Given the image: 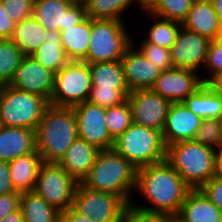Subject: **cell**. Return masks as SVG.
<instances>
[{"instance_id": "1", "label": "cell", "mask_w": 222, "mask_h": 222, "mask_svg": "<svg viewBox=\"0 0 222 222\" xmlns=\"http://www.w3.org/2000/svg\"><path fill=\"white\" fill-rule=\"evenodd\" d=\"M190 190L177 171L165 160L138 168L136 172L135 191L151 206L135 203L134 200L130 204L144 210L177 216Z\"/></svg>"}, {"instance_id": "2", "label": "cell", "mask_w": 222, "mask_h": 222, "mask_svg": "<svg viewBox=\"0 0 222 222\" xmlns=\"http://www.w3.org/2000/svg\"><path fill=\"white\" fill-rule=\"evenodd\" d=\"M77 135L72 107L48 105L35 129V146L44 163H58Z\"/></svg>"}, {"instance_id": "3", "label": "cell", "mask_w": 222, "mask_h": 222, "mask_svg": "<svg viewBox=\"0 0 222 222\" xmlns=\"http://www.w3.org/2000/svg\"><path fill=\"white\" fill-rule=\"evenodd\" d=\"M136 172L137 168L113 148L100 150L81 183L92 190L120 196L129 204L136 187Z\"/></svg>"}, {"instance_id": "4", "label": "cell", "mask_w": 222, "mask_h": 222, "mask_svg": "<svg viewBox=\"0 0 222 222\" xmlns=\"http://www.w3.org/2000/svg\"><path fill=\"white\" fill-rule=\"evenodd\" d=\"M215 149L194 140L177 142L166 150V161L191 189H200L215 176Z\"/></svg>"}, {"instance_id": "5", "label": "cell", "mask_w": 222, "mask_h": 222, "mask_svg": "<svg viewBox=\"0 0 222 222\" xmlns=\"http://www.w3.org/2000/svg\"><path fill=\"white\" fill-rule=\"evenodd\" d=\"M137 169L166 160V146L162 132L132 123L112 147Z\"/></svg>"}, {"instance_id": "6", "label": "cell", "mask_w": 222, "mask_h": 222, "mask_svg": "<svg viewBox=\"0 0 222 222\" xmlns=\"http://www.w3.org/2000/svg\"><path fill=\"white\" fill-rule=\"evenodd\" d=\"M48 105L49 102L40 95L10 85L0 86V118L3 126L35 130Z\"/></svg>"}, {"instance_id": "7", "label": "cell", "mask_w": 222, "mask_h": 222, "mask_svg": "<svg viewBox=\"0 0 222 222\" xmlns=\"http://www.w3.org/2000/svg\"><path fill=\"white\" fill-rule=\"evenodd\" d=\"M123 20L92 19L87 63L121 60L132 44V34Z\"/></svg>"}, {"instance_id": "8", "label": "cell", "mask_w": 222, "mask_h": 222, "mask_svg": "<svg viewBox=\"0 0 222 222\" xmlns=\"http://www.w3.org/2000/svg\"><path fill=\"white\" fill-rule=\"evenodd\" d=\"M92 87L89 63L70 60L55 73L54 90L49 104L73 107L88 100Z\"/></svg>"}, {"instance_id": "9", "label": "cell", "mask_w": 222, "mask_h": 222, "mask_svg": "<svg viewBox=\"0 0 222 222\" xmlns=\"http://www.w3.org/2000/svg\"><path fill=\"white\" fill-rule=\"evenodd\" d=\"M128 204L113 193L92 190L78 183L72 208L93 222H123Z\"/></svg>"}, {"instance_id": "10", "label": "cell", "mask_w": 222, "mask_h": 222, "mask_svg": "<svg viewBox=\"0 0 222 222\" xmlns=\"http://www.w3.org/2000/svg\"><path fill=\"white\" fill-rule=\"evenodd\" d=\"M78 182L58 163H42L34 192L60 212L72 207Z\"/></svg>"}, {"instance_id": "11", "label": "cell", "mask_w": 222, "mask_h": 222, "mask_svg": "<svg viewBox=\"0 0 222 222\" xmlns=\"http://www.w3.org/2000/svg\"><path fill=\"white\" fill-rule=\"evenodd\" d=\"M133 123L161 131L172 102L152 89L131 91L127 96Z\"/></svg>"}, {"instance_id": "12", "label": "cell", "mask_w": 222, "mask_h": 222, "mask_svg": "<svg viewBox=\"0 0 222 222\" xmlns=\"http://www.w3.org/2000/svg\"><path fill=\"white\" fill-rule=\"evenodd\" d=\"M32 16L48 31L61 32L87 18L85 6L66 0H34Z\"/></svg>"}, {"instance_id": "13", "label": "cell", "mask_w": 222, "mask_h": 222, "mask_svg": "<svg viewBox=\"0 0 222 222\" xmlns=\"http://www.w3.org/2000/svg\"><path fill=\"white\" fill-rule=\"evenodd\" d=\"M76 116L77 135L99 150L111 149L114 140L106 125V108L85 101L72 107Z\"/></svg>"}, {"instance_id": "14", "label": "cell", "mask_w": 222, "mask_h": 222, "mask_svg": "<svg viewBox=\"0 0 222 222\" xmlns=\"http://www.w3.org/2000/svg\"><path fill=\"white\" fill-rule=\"evenodd\" d=\"M210 42L208 38L181 27L169 49L173 67L202 72V76Z\"/></svg>"}, {"instance_id": "15", "label": "cell", "mask_w": 222, "mask_h": 222, "mask_svg": "<svg viewBox=\"0 0 222 222\" xmlns=\"http://www.w3.org/2000/svg\"><path fill=\"white\" fill-rule=\"evenodd\" d=\"M55 73L44 68L33 56H24L10 86L44 97L48 102L54 90Z\"/></svg>"}, {"instance_id": "16", "label": "cell", "mask_w": 222, "mask_h": 222, "mask_svg": "<svg viewBox=\"0 0 222 222\" xmlns=\"http://www.w3.org/2000/svg\"><path fill=\"white\" fill-rule=\"evenodd\" d=\"M201 78L196 71L173 67L161 71L151 89L171 102H183L204 84Z\"/></svg>"}, {"instance_id": "17", "label": "cell", "mask_w": 222, "mask_h": 222, "mask_svg": "<svg viewBox=\"0 0 222 222\" xmlns=\"http://www.w3.org/2000/svg\"><path fill=\"white\" fill-rule=\"evenodd\" d=\"M132 44L127 48L124 56L120 60L123 66L126 84L129 91L140 89H151L160 76L161 70L137 49V45Z\"/></svg>"}, {"instance_id": "18", "label": "cell", "mask_w": 222, "mask_h": 222, "mask_svg": "<svg viewBox=\"0 0 222 222\" xmlns=\"http://www.w3.org/2000/svg\"><path fill=\"white\" fill-rule=\"evenodd\" d=\"M202 120L183 102H172L162 130L166 148L177 142L193 140Z\"/></svg>"}, {"instance_id": "19", "label": "cell", "mask_w": 222, "mask_h": 222, "mask_svg": "<svg viewBox=\"0 0 222 222\" xmlns=\"http://www.w3.org/2000/svg\"><path fill=\"white\" fill-rule=\"evenodd\" d=\"M182 27L213 41L222 30V22L211 0H194Z\"/></svg>"}, {"instance_id": "20", "label": "cell", "mask_w": 222, "mask_h": 222, "mask_svg": "<svg viewBox=\"0 0 222 222\" xmlns=\"http://www.w3.org/2000/svg\"><path fill=\"white\" fill-rule=\"evenodd\" d=\"M99 149L77 137L58 164L78 183L88 175Z\"/></svg>"}, {"instance_id": "21", "label": "cell", "mask_w": 222, "mask_h": 222, "mask_svg": "<svg viewBox=\"0 0 222 222\" xmlns=\"http://www.w3.org/2000/svg\"><path fill=\"white\" fill-rule=\"evenodd\" d=\"M176 218L181 222H222V212L200 189H191Z\"/></svg>"}, {"instance_id": "22", "label": "cell", "mask_w": 222, "mask_h": 222, "mask_svg": "<svg viewBox=\"0 0 222 222\" xmlns=\"http://www.w3.org/2000/svg\"><path fill=\"white\" fill-rule=\"evenodd\" d=\"M35 150V130L6 126L0 130L1 161L9 162Z\"/></svg>"}, {"instance_id": "23", "label": "cell", "mask_w": 222, "mask_h": 222, "mask_svg": "<svg viewBox=\"0 0 222 222\" xmlns=\"http://www.w3.org/2000/svg\"><path fill=\"white\" fill-rule=\"evenodd\" d=\"M42 163L37 150L9 161L10 178L14 190L20 193L34 191Z\"/></svg>"}, {"instance_id": "24", "label": "cell", "mask_w": 222, "mask_h": 222, "mask_svg": "<svg viewBox=\"0 0 222 222\" xmlns=\"http://www.w3.org/2000/svg\"><path fill=\"white\" fill-rule=\"evenodd\" d=\"M91 72V89H118L126 97L130 91L125 81L123 66L120 60L89 63Z\"/></svg>"}, {"instance_id": "25", "label": "cell", "mask_w": 222, "mask_h": 222, "mask_svg": "<svg viewBox=\"0 0 222 222\" xmlns=\"http://www.w3.org/2000/svg\"><path fill=\"white\" fill-rule=\"evenodd\" d=\"M91 30L92 19L87 17L80 24L60 32L62 46L69 60L83 61L87 57Z\"/></svg>"}, {"instance_id": "26", "label": "cell", "mask_w": 222, "mask_h": 222, "mask_svg": "<svg viewBox=\"0 0 222 222\" xmlns=\"http://www.w3.org/2000/svg\"><path fill=\"white\" fill-rule=\"evenodd\" d=\"M183 103L201 119H221L222 95L215 93L207 84L190 94Z\"/></svg>"}, {"instance_id": "27", "label": "cell", "mask_w": 222, "mask_h": 222, "mask_svg": "<svg viewBox=\"0 0 222 222\" xmlns=\"http://www.w3.org/2000/svg\"><path fill=\"white\" fill-rule=\"evenodd\" d=\"M31 56L44 68L54 73H57L70 61L64 52L60 32L54 30L47 31L45 42Z\"/></svg>"}, {"instance_id": "28", "label": "cell", "mask_w": 222, "mask_h": 222, "mask_svg": "<svg viewBox=\"0 0 222 222\" xmlns=\"http://www.w3.org/2000/svg\"><path fill=\"white\" fill-rule=\"evenodd\" d=\"M47 30L33 17L18 23L11 37L13 43L27 55H32L45 42Z\"/></svg>"}, {"instance_id": "29", "label": "cell", "mask_w": 222, "mask_h": 222, "mask_svg": "<svg viewBox=\"0 0 222 222\" xmlns=\"http://www.w3.org/2000/svg\"><path fill=\"white\" fill-rule=\"evenodd\" d=\"M20 209L24 222H58L60 211L34 191L21 193Z\"/></svg>"}, {"instance_id": "30", "label": "cell", "mask_w": 222, "mask_h": 222, "mask_svg": "<svg viewBox=\"0 0 222 222\" xmlns=\"http://www.w3.org/2000/svg\"><path fill=\"white\" fill-rule=\"evenodd\" d=\"M136 1V2H135ZM138 6L137 0H87L85 9L90 19H108L124 21L129 8Z\"/></svg>"}, {"instance_id": "31", "label": "cell", "mask_w": 222, "mask_h": 222, "mask_svg": "<svg viewBox=\"0 0 222 222\" xmlns=\"http://www.w3.org/2000/svg\"><path fill=\"white\" fill-rule=\"evenodd\" d=\"M146 13L147 17L149 15L152 18L154 17L153 19L155 20V22L150 25L147 36L146 34L145 36H142L145 37L144 39L148 43L170 49V47L176 40L182 24L176 21H171L169 19L157 17L149 11H146Z\"/></svg>"}, {"instance_id": "32", "label": "cell", "mask_w": 222, "mask_h": 222, "mask_svg": "<svg viewBox=\"0 0 222 222\" xmlns=\"http://www.w3.org/2000/svg\"><path fill=\"white\" fill-rule=\"evenodd\" d=\"M24 56L11 38L0 39V86L10 84Z\"/></svg>"}, {"instance_id": "33", "label": "cell", "mask_w": 222, "mask_h": 222, "mask_svg": "<svg viewBox=\"0 0 222 222\" xmlns=\"http://www.w3.org/2000/svg\"><path fill=\"white\" fill-rule=\"evenodd\" d=\"M106 125L113 140L120 136L132 123V111L128 100L106 109Z\"/></svg>"}, {"instance_id": "34", "label": "cell", "mask_w": 222, "mask_h": 222, "mask_svg": "<svg viewBox=\"0 0 222 222\" xmlns=\"http://www.w3.org/2000/svg\"><path fill=\"white\" fill-rule=\"evenodd\" d=\"M194 0H160L149 12L153 15L182 24Z\"/></svg>"}, {"instance_id": "35", "label": "cell", "mask_w": 222, "mask_h": 222, "mask_svg": "<svg viewBox=\"0 0 222 222\" xmlns=\"http://www.w3.org/2000/svg\"><path fill=\"white\" fill-rule=\"evenodd\" d=\"M193 140L213 149L220 147L222 143V119H203Z\"/></svg>"}, {"instance_id": "36", "label": "cell", "mask_w": 222, "mask_h": 222, "mask_svg": "<svg viewBox=\"0 0 222 222\" xmlns=\"http://www.w3.org/2000/svg\"><path fill=\"white\" fill-rule=\"evenodd\" d=\"M138 43L137 49L161 71L173 68L169 49L148 43L145 39Z\"/></svg>"}, {"instance_id": "37", "label": "cell", "mask_w": 222, "mask_h": 222, "mask_svg": "<svg viewBox=\"0 0 222 222\" xmlns=\"http://www.w3.org/2000/svg\"><path fill=\"white\" fill-rule=\"evenodd\" d=\"M175 218L172 214L144 210L129 203L123 222H173Z\"/></svg>"}, {"instance_id": "38", "label": "cell", "mask_w": 222, "mask_h": 222, "mask_svg": "<svg viewBox=\"0 0 222 222\" xmlns=\"http://www.w3.org/2000/svg\"><path fill=\"white\" fill-rule=\"evenodd\" d=\"M203 69H205V75L201 79L204 84H207L217 74L222 73V45L216 40L209 44Z\"/></svg>"}, {"instance_id": "39", "label": "cell", "mask_w": 222, "mask_h": 222, "mask_svg": "<svg viewBox=\"0 0 222 222\" xmlns=\"http://www.w3.org/2000/svg\"><path fill=\"white\" fill-rule=\"evenodd\" d=\"M126 100L127 97L118 89H90L87 101L107 109L118 106Z\"/></svg>"}, {"instance_id": "40", "label": "cell", "mask_w": 222, "mask_h": 222, "mask_svg": "<svg viewBox=\"0 0 222 222\" xmlns=\"http://www.w3.org/2000/svg\"><path fill=\"white\" fill-rule=\"evenodd\" d=\"M2 2L8 16L17 24L32 16L34 0H2Z\"/></svg>"}, {"instance_id": "41", "label": "cell", "mask_w": 222, "mask_h": 222, "mask_svg": "<svg viewBox=\"0 0 222 222\" xmlns=\"http://www.w3.org/2000/svg\"><path fill=\"white\" fill-rule=\"evenodd\" d=\"M200 190L222 212V179L213 176Z\"/></svg>"}, {"instance_id": "42", "label": "cell", "mask_w": 222, "mask_h": 222, "mask_svg": "<svg viewBox=\"0 0 222 222\" xmlns=\"http://www.w3.org/2000/svg\"><path fill=\"white\" fill-rule=\"evenodd\" d=\"M20 198L21 193L17 191L0 195V220L20 209Z\"/></svg>"}, {"instance_id": "43", "label": "cell", "mask_w": 222, "mask_h": 222, "mask_svg": "<svg viewBox=\"0 0 222 222\" xmlns=\"http://www.w3.org/2000/svg\"><path fill=\"white\" fill-rule=\"evenodd\" d=\"M17 23H15L3 8V2L0 0V39L11 38Z\"/></svg>"}, {"instance_id": "44", "label": "cell", "mask_w": 222, "mask_h": 222, "mask_svg": "<svg viewBox=\"0 0 222 222\" xmlns=\"http://www.w3.org/2000/svg\"><path fill=\"white\" fill-rule=\"evenodd\" d=\"M16 192L10 178V168L8 161L0 160V195Z\"/></svg>"}, {"instance_id": "45", "label": "cell", "mask_w": 222, "mask_h": 222, "mask_svg": "<svg viewBox=\"0 0 222 222\" xmlns=\"http://www.w3.org/2000/svg\"><path fill=\"white\" fill-rule=\"evenodd\" d=\"M58 222H93L90 218L77 213L72 207L60 212Z\"/></svg>"}, {"instance_id": "46", "label": "cell", "mask_w": 222, "mask_h": 222, "mask_svg": "<svg viewBox=\"0 0 222 222\" xmlns=\"http://www.w3.org/2000/svg\"><path fill=\"white\" fill-rule=\"evenodd\" d=\"M214 167L215 176L222 179V146L215 149Z\"/></svg>"}, {"instance_id": "47", "label": "cell", "mask_w": 222, "mask_h": 222, "mask_svg": "<svg viewBox=\"0 0 222 222\" xmlns=\"http://www.w3.org/2000/svg\"><path fill=\"white\" fill-rule=\"evenodd\" d=\"M207 85L217 94L222 95V73L214 76Z\"/></svg>"}, {"instance_id": "48", "label": "cell", "mask_w": 222, "mask_h": 222, "mask_svg": "<svg viewBox=\"0 0 222 222\" xmlns=\"http://www.w3.org/2000/svg\"><path fill=\"white\" fill-rule=\"evenodd\" d=\"M0 222H24L21 209L6 215Z\"/></svg>"}, {"instance_id": "49", "label": "cell", "mask_w": 222, "mask_h": 222, "mask_svg": "<svg viewBox=\"0 0 222 222\" xmlns=\"http://www.w3.org/2000/svg\"><path fill=\"white\" fill-rule=\"evenodd\" d=\"M160 0H137L138 7L140 11L146 14V11H150Z\"/></svg>"}, {"instance_id": "50", "label": "cell", "mask_w": 222, "mask_h": 222, "mask_svg": "<svg viewBox=\"0 0 222 222\" xmlns=\"http://www.w3.org/2000/svg\"><path fill=\"white\" fill-rule=\"evenodd\" d=\"M211 2L213 3L214 9L222 22V0H211Z\"/></svg>"}, {"instance_id": "51", "label": "cell", "mask_w": 222, "mask_h": 222, "mask_svg": "<svg viewBox=\"0 0 222 222\" xmlns=\"http://www.w3.org/2000/svg\"><path fill=\"white\" fill-rule=\"evenodd\" d=\"M66 1L73 5H83V6H85L87 2V0H66Z\"/></svg>"}, {"instance_id": "52", "label": "cell", "mask_w": 222, "mask_h": 222, "mask_svg": "<svg viewBox=\"0 0 222 222\" xmlns=\"http://www.w3.org/2000/svg\"><path fill=\"white\" fill-rule=\"evenodd\" d=\"M216 41L222 45V30L219 32Z\"/></svg>"}, {"instance_id": "53", "label": "cell", "mask_w": 222, "mask_h": 222, "mask_svg": "<svg viewBox=\"0 0 222 222\" xmlns=\"http://www.w3.org/2000/svg\"><path fill=\"white\" fill-rule=\"evenodd\" d=\"M3 123H2V120H1V118H0V130H2L3 129Z\"/></svg>"}, {"instance_id": "54", "label": "cell", "mask_w": 222, "mask_h": 222, "mask_svg": "<svg viewBox=\"0 0 222 222\" xmlns=\"http://www.w3.org/2000/svg\"><path fill=\"white\" fill-rule=\"evenodd\" d=\"M173 222H181V221H179L177 218H175V219L173 220Z\"/></svg>"}]
</instances>
